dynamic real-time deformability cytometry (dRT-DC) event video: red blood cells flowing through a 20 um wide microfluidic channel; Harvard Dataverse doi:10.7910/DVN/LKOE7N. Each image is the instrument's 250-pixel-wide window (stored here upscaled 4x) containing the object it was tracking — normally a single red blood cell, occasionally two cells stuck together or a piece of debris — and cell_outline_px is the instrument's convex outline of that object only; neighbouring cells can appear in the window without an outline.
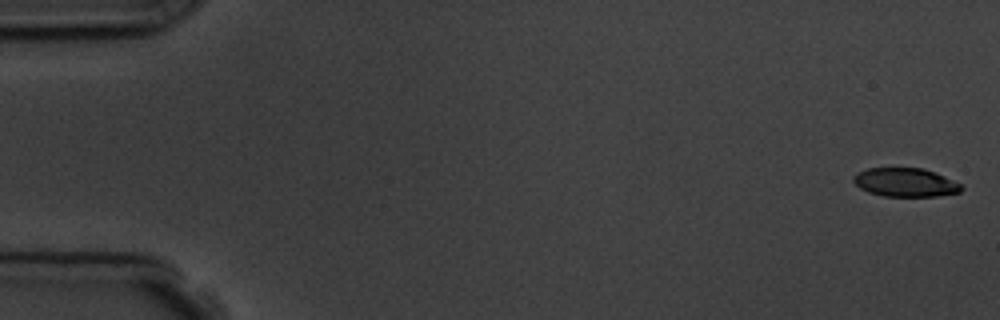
{"species": "common noctule bat (a hibernating species)", "species_latin": "Nyctalus noctula", "temperature_condition": "room temperature", "stored_images_in_passage": 9, "camera_frame_rate_fps": 3000, "um_per_image_px": 0.085, "animal": {"sex": "male", "body_mass_g": 19.5, "forearm_length_mm": 54.6}, "frame": {"image": 1, "passage_image": 1, "time_ms": 0.0, "image_size_px": [1000, 320], "cell_outline_px": [[964, 188], [960, 192], [936, 196], [884, 196], [868, 192], [860, 188], [852, 180], [852, 176], [856, 172], [868, 168], [924, 168], [936, 172], [960, 184]], "centroid_in_image_um": [76.93, 15.49], "position_along_channel_um": 8.1, "area_um2": 18.09}}